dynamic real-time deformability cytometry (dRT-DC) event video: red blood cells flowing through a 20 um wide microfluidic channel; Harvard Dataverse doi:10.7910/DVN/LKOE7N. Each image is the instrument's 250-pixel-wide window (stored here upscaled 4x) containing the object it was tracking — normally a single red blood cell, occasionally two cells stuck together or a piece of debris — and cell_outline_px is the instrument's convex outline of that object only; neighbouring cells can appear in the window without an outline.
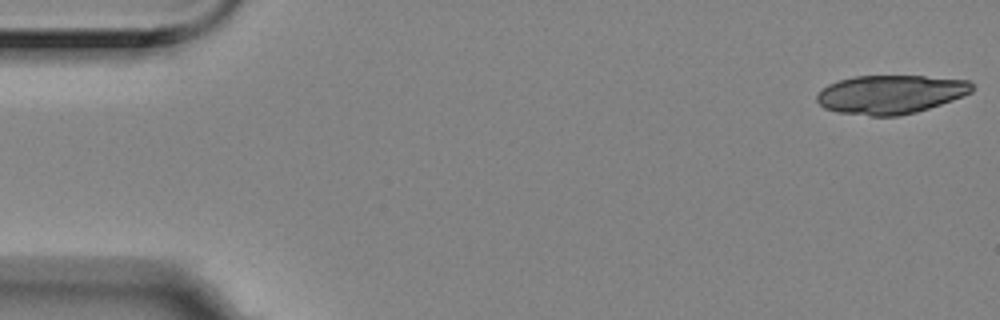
{"species": "Egyptian fruit bat (a non-hibernating species)", "species_latin": "Rousettus aegyptiacus", "temperature_condition": "room temperature", "stored_images_in_passage": 7, "camera_frame_rate_fps": 3000, "um_per_image_px": 0.085, "animal": {"sex": "female"}, "frame": {"image": 1, "passage_image": 1, "time_ms": 0.0, "image_size_px": [1000, 320], "cell_outline_px": [[972, 92], [952, 100], [916, 112], [896, 116], [872, 116], [836, 112], [824, 108], [816, 100], [816, 96], [828, 84], [852, 76], [924, 76], [968, 80], [972, 84]], "centroid_in_image_um": [75.67, 8.02], "position_along_channel_um": 9.3, "area_um2": 34.85}}